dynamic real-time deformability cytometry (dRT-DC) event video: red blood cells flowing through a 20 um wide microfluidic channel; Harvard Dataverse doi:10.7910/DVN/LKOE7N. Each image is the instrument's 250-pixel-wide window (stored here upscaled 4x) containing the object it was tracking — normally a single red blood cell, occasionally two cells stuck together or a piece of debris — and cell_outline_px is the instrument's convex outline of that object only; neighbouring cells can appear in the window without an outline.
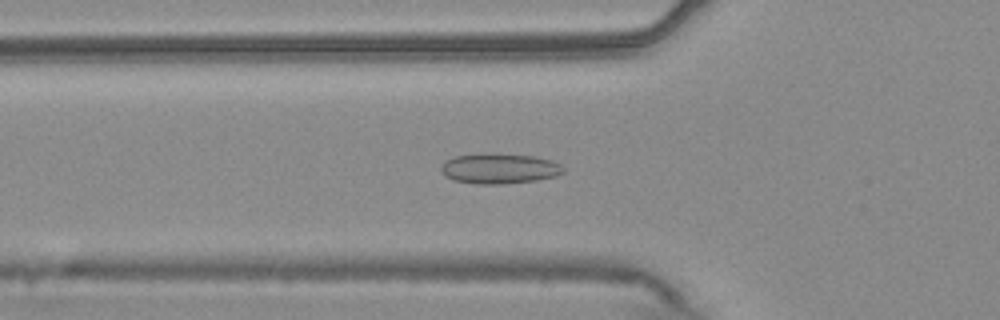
{"species": "common noctule bat (a hibernating species)", "species_latin": "Nyctalus noctula", "temperature_condition": "warm", "stored_images_in_passage": 54, "camera_frame_rate_fps": 3000, "um_per_image_px": 0.085, "animal": {"sex": "male", "body_mass_g": 20.4}, "frame": {"image": 1, "passage_image": 19, "time_ms": 6.0, "image_size_px": [1000, 320], "cell_outline_px": [[564, 172], [556, 176], [536, 180], [500, 184], [476, 184], [452, 180], [444, 176], [440, 172], [440, 168], [444, 160], [456, 156], [480, 152], [532, 156], [552, 160], [560, 164], [564, 168]], "centroid_in_image_um": [42.39, 14.32], "position_along_channel_um": 83.4, "area_um2": 21.91}}
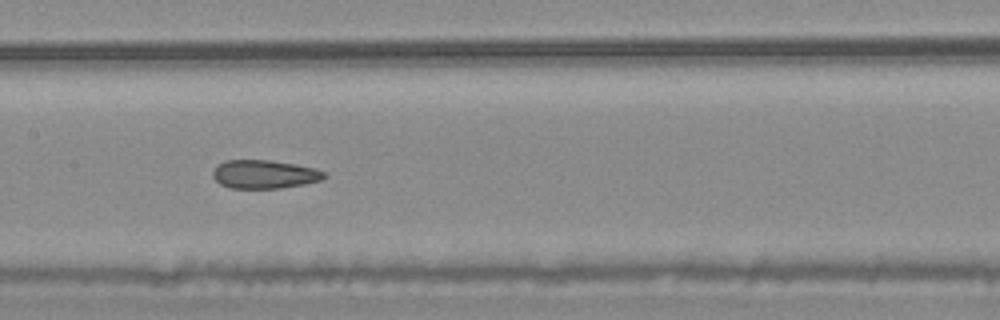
{"frame": {"image": 2, "passage_image": 27, "time_ms": 8.667, "image_size_px": [1000, 320], "cell_outline_px": [[328, 176], [324, 180], [304, 184], [280, 188], [228, 188], [220, 184], [212, 176], [212, 172], [216, 164], [224, 160], [268, 160], [296, 164], [316, 168], [324, 172]], "centroid_in_image_um": [22.47, 14.81], "position_along_channel_um": 184.9, "area_um2": 18.79}}
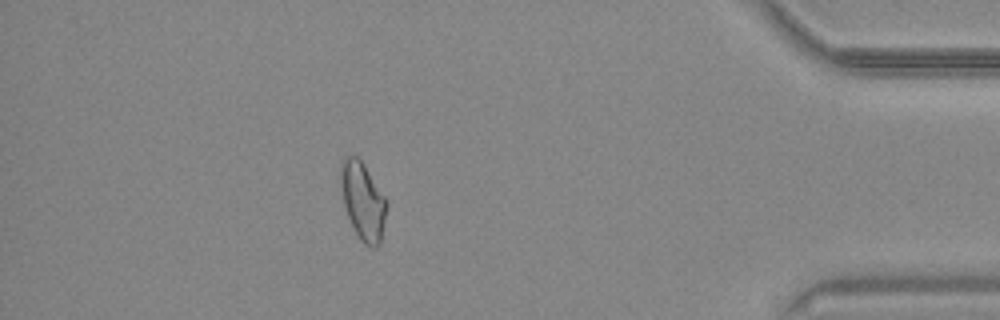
{"frame": {"image": 3, "passage_image": 48, "time_ms": 15.667, "image_size_px": [1000, 320], "cell_outline_px": [[388, 204], [380, 244], [376, 248], [372, 248], [364, 244], [360, 240], [348, 216], [344, 204], [340, 188], [340, 160], [344, 156], [356, 156], [364, 164], [388, 200]], "centroid_in_image_um": [30.85, 17.06], "position_along_channel_um": 404.3, "area_um2": 21.04}, "authors_computed_cell_mechanics": {"area_um2": 20.5479, "velocity_mm_per_s": 3.7772, "shape_relaxation_time_tau1_ms": null, "shape_relaxation_time_tau2_ms": 1.8122, "deformation_change_tau1": null, "deformation_change_tau2": 0.0775}}